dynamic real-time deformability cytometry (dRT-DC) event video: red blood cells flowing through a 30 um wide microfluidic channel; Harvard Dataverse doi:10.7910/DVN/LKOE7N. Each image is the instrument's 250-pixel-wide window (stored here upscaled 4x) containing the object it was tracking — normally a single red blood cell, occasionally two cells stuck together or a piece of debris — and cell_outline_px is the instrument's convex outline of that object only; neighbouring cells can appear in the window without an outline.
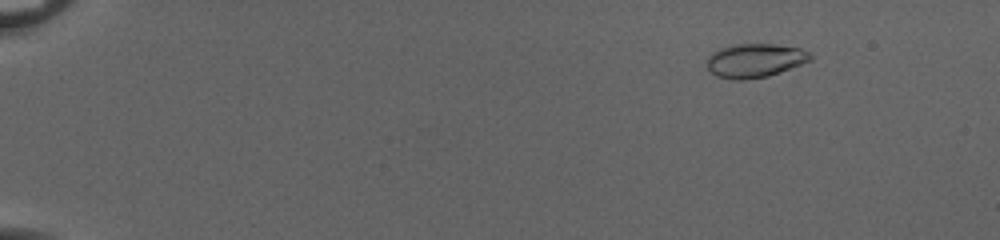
{"species": "common noctule bat (a hibernating species)", "species_latin": "Nyctalus noctula", "temperature_condition": "cold", "stored_images_in_passage": 54, "camera_frame_rate_fps": 3000, "um_per_image_px": 0.085, "animal": {"sex": "female", "body_mass_g": 20.0, "forearm_length_mm": 54.0}, "frame": {"image": 1, "passage_image": 8, "time_ms": 2.333, "image_size_px": [1000, 240], "cell_outline_px": [[812, 60], [768, 76], [744, 80], [732, 80], [716, 76], [708, 68], [708, 56], [712, 52], [720, 48], [736, 44], [772, 44], [800, 48], [812, 52]], "centroid_in_image_um": [64.18, 5.14], "position_along_channel_um": 20.8, "area_um2": 20.4}}
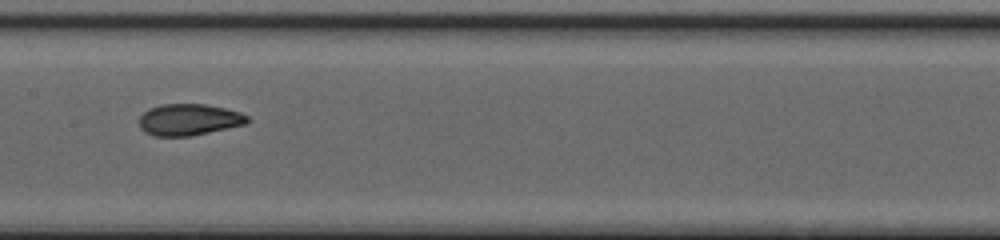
{"frame": {"image": 2, "passage_image": 31, "time_ms": 10.0, "image_size_px": [1000, 240], "cell_outline_px": [[252, 120], [244, 124], [192, 136], [156, 136], [144, 132], [140, 128], [140, 116], [148, 108], [160, 104], [204, 104], [224, 108], [240, 112], [248, 116]], "centroid_in_image_um": [16.05, 10.17], "position_along_channel_um": 191.4, "area_um2": 19.88}}
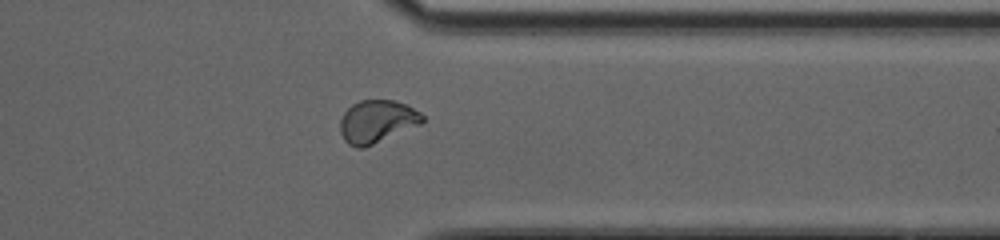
{"frame": {"image": 3, "passage_image": 45, "time_ms": 14.667, "image_size_px": [1000, 240], "cell_outline_px": [[424, 120], [420, 124], [364, 148], [356, 148], [348, 144], [344, 140], [340, 132], [340, 120], [344, 112], [352, 104], [360, 100], [392, 100], [404, 104], [420, 112], [424, 116]], "centroid_in_image_um": [32.01, 10.33], "position_along_channel_um": 379.4, "area_um2": 20.35}, "authors_computed_cell_mechanics": {"area_um2": 20.0566, "velocity_mm_per_s": 4.0528, "shape_relaxation_time_tau1_ms": 5.5613, "shape_relaxation_time_tau2_ms": 0.9697, "deformation_change_tau1": 0.1689, "deformation_change_tau2": 0.0484}}